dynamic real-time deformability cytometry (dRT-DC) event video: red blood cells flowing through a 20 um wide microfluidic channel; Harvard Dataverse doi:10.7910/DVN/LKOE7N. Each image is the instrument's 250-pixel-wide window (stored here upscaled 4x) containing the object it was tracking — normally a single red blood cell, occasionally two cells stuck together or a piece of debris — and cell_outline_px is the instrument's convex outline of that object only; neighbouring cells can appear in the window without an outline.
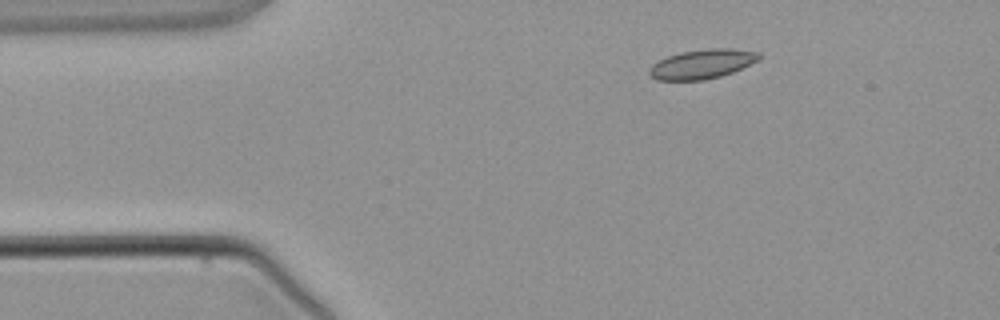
{"species": "common noctule bat (a hibernating species)", "species_latin": "Nyctalus noctula", "temperature_condition": "warm", "stored_images_in_passage": 2, "camera_frame_rate_fps": 3000, "um_per_image_px": 0.085, "animal": {"sex": "male", "body_mass_g": 21.5, "forearm_length_mm": 52.0}, "frame": {"image": 1, "passage_image": 1, "time_ms": 0.0, "image_size_px": [1000, 320], "cell_outline_px": [[760, 60], [732, 72], [720, 76], [704, 80], [656, 80], [648, 72], [648, 68], [652, 64], [668, 56], [680, 52], [708, 48], [732, 48], [760, 52]], "centroid_in_image_um": [59.69, 5.43], "position_along_channel_um": 25.3, "area_um2": 18.84}}